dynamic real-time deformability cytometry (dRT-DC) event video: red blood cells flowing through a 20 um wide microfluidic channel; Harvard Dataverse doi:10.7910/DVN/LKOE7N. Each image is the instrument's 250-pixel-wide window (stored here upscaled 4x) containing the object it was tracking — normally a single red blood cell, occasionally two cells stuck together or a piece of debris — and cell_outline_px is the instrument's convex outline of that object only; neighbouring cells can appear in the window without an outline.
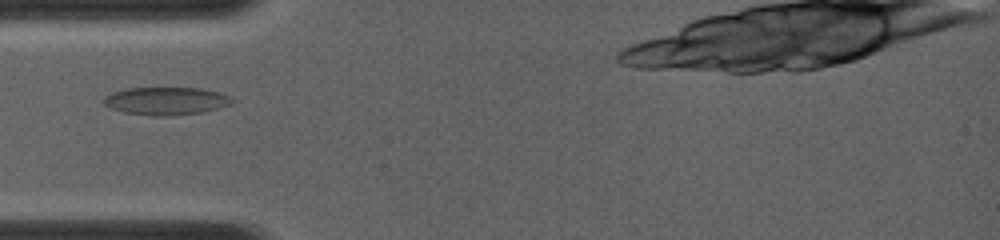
{"species": "common noctule bat (a hibernating species)", "species_latin": "Nyctalus noctula", "temperature_condition": "room temperature", "stored_images_in_passage": 15, "camera_frame_rate_fps": 4000, "um_per_image_px": 0.085, "animal": {"sex": "female", "body_mass_g": 19.0, "forearm_length_mm": 56.7}, "frame": {"image": 1, "passage_image": 1, "time_ms": 0.0, "image_size_px": [1000, 240], "cell_outline_px": [[232, 104], [220, 108], [200, 112], [168, 116], [152, 116], [124, 112], [112, 108], [104, 104], [104, 96], [112, 92], [128, 88], [200, 88], [220, 92], [232, 96]], "centroid_in_image_um": [14.14, 8.58], "position_along_channel_um": 70.9, "area_um2": 20.81}}
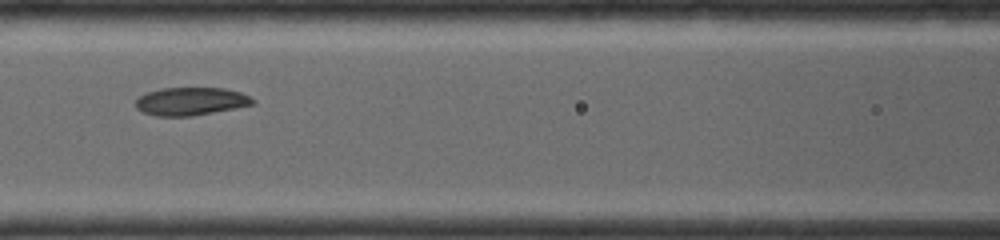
{"frame": {"image": 2, "passage_image": 8, "time_ms": 1.75, "image_size_px": [1000, 240], "cell_outline_px": [[256, 104], [236, 108], [192, 116], [156, 116], [144, 112], [136, 108], [136, 100], [140, 96], [148, 92], [160, 88], [224, 88], [240, 92], [256, 100]], "centroid_in_image_um": [16.24, 8.61], "position_along_channel_um": 150.4, "area_um2": 19.07}}
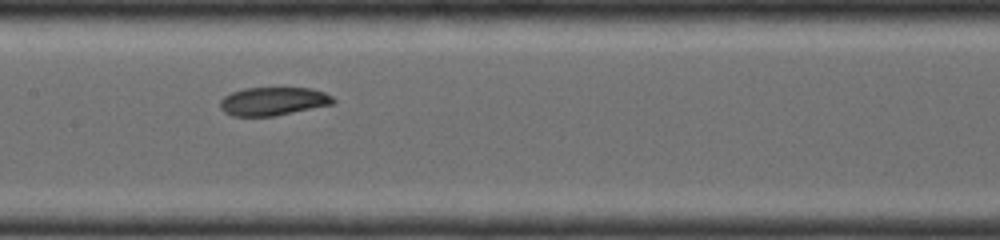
{"frame": {"image": 3, "passage_image": 11, "time_ms": 2.5, "image_size_px": [1000, 240], "cell_outline_px": [[336, 104], [276, 116], [232, 116], [224, 112], [220, 108], [220, 100], [224, 96], [232, 92], [244, 88], [312, 88], [324, 92], [332, 96], [336, 100]], "centroid_in_image_um": [23.26, 8.62], "position_along_channel_um": 184.1, "area_um2": 18.96}}